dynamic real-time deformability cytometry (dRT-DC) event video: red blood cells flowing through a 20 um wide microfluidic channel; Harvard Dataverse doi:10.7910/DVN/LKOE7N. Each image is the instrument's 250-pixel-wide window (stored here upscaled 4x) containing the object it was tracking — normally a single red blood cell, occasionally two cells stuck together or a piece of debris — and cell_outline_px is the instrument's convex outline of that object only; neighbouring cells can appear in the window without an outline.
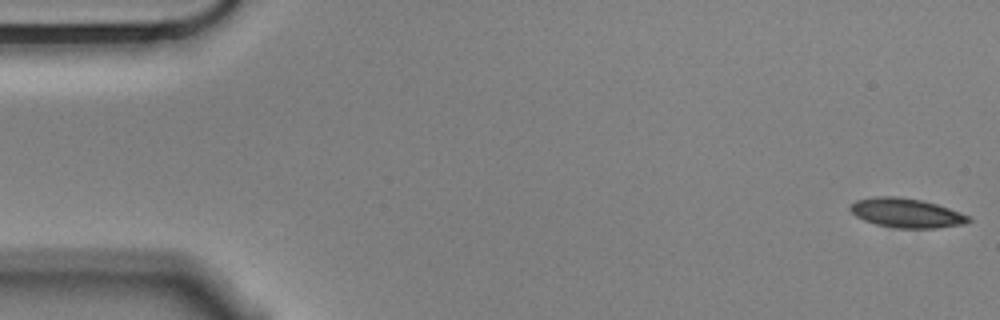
{"species": "Egyptian fruit bat (a non-hibernating species)", "species_latin": "Rousettus aegyptiacus", "temperature_condition": "cold", "stored_images_in_passage": 56, "camera_frame_rate_fps": 3000, "um_per_image_px": 0.085, "animal": {"sex": "male"}, "frame": {"image": 1, "passage_image": 1, "time_ms": 0.0, "image_size_px": [1000, 320], "cell_outline_px": [[972, 220], [964, 224], [936, 228], [896, 228], [876, 224], [864, 220], [856, 216], [848, 208], [856, 200], [876, 196], [896, 196], [920, 200], [936, 204], [972, 216]], "centroid_in_image_um": [77.06, 18.1], "position_along_channel_um": 7.9, "area_um2": 20.17}}
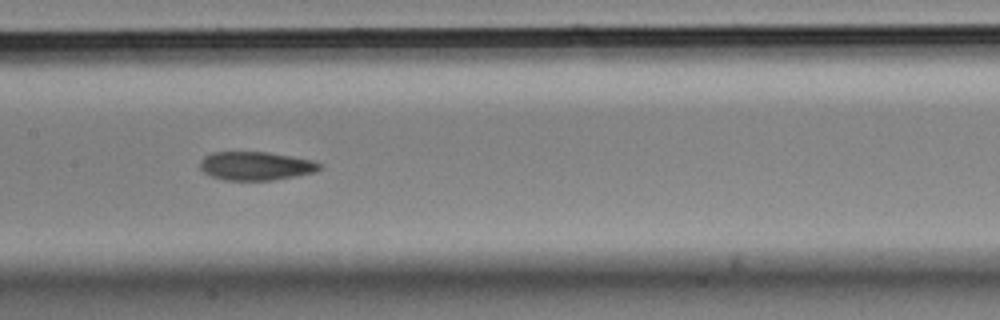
{"frame": {"image": 2, "passage_image": 27, "time_ms": 8.667, "image_size_px": [1000, 320], "cell_outline_px": [[320, 168], [316, 172], [296, 176], [272, 180], [224, 180], [212, 176], [204, 172], [200, 168], [200, 160], [204, 156], [212, 152], [268, 152], [292, 156], [312, 160], [320, 164]], "centroid_in_image_um": [21.73, 14.1], "position_along_channel_um": 185.7, "area_um2": 19.88}}
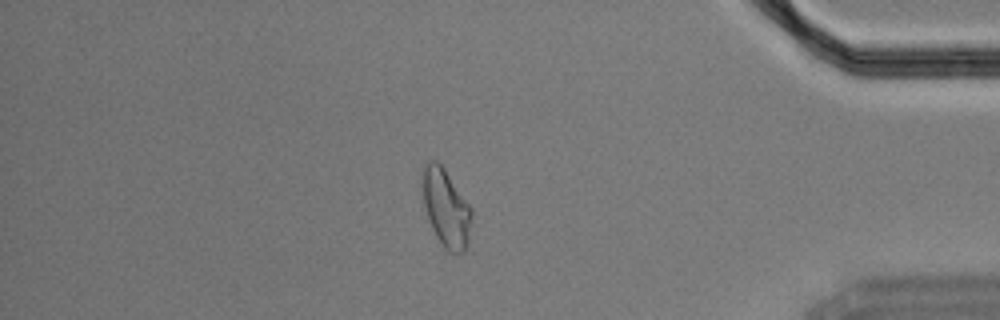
{"frame": {"image": 3, "passage_image": 48, "time_ms": 15.667, "image_size_px": [1000, 320], "cell_outline_px": [[472, 220], [468, 244], [464, 252], [448, 252], [444, 248], [436, 236], [428, 220], [424, 204], [424, 164], [428, 160], [436, 160], [444, 168], [472, 208]], "centroid_in_image_um": [37.95, 17.71], "position_along_channel_um": 397.3, "area_um2": 22.08}, "authors_computed_cell_mechanics": {"area_um2": 20.808, "velocity_mm_per_s": 3.5277, "shape_relaxation_time_tau1_ms": 8.7398, "shape_relaxation_time_tau2_ms": 2.6519, "deformation_change_tau1": 0.2023, "deformation_change_tau2": 0.0873}}